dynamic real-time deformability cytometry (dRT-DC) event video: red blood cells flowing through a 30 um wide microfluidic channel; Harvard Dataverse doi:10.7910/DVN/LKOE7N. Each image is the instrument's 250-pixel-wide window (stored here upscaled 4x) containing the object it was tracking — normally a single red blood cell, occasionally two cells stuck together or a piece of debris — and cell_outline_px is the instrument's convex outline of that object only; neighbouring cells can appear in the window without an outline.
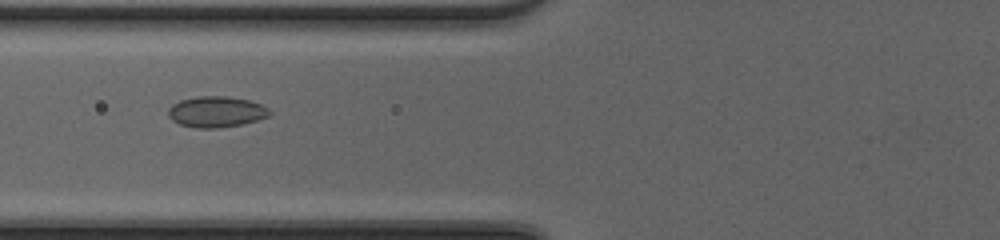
{"species": "common noctule bat (a hibernating species)", "species_latin": "Nyctalus noctula", "temperature_condition": "cold", "stored_images_in_passage": 31, "camera_frame_rate_fps": 3000, "um_per_image_px": 0.085, "animal": {"sex": "female", "body_mass_g": 20.0, "forearm_length_mm": 54.0}, "frame": {"image": 1, "passage_image": 3, "time_ms": 0.667, "image_size_px": [1000, 240], "cell_outline_px": [[272, 112], [268, 116], [256, 120], [240, 124], [220, 128], [196, 128], [180, 124], [172, 120], [168, 116], [168, 108], [172, 104], [180, 100], [196, 96], [224, 96], [248, 100], [260, 104], [268, 108]], "centroid_in_image_um": [18.35, 9.5], "position_along_channel_um": 107.5, "area_um2": 18.21}}
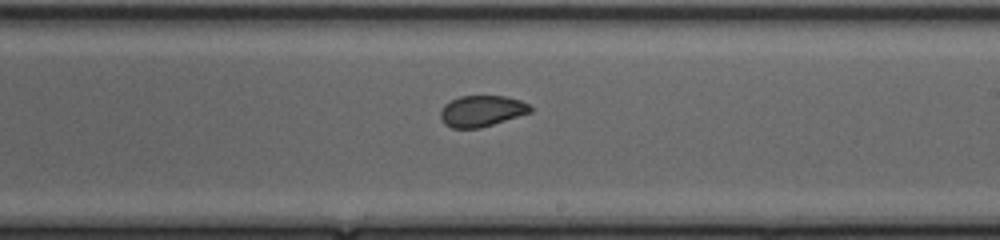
{"frame": {"image": 2, "passage_image": 13, "time_ms": 4.0, "image_size_px": [1000, 240], "cell_outline_px": [[532, 112], [480, 128], [452, 128], [444, 124], [440, 116], [440, 112], [444, 104], [460, 96], [504, 96], [520, 100], [528, 104], [532, 108]], "centroid_in_image_um": [40.93, 9.44], "position_along_channel_um": 248.1, "area_um2": 16.24}}
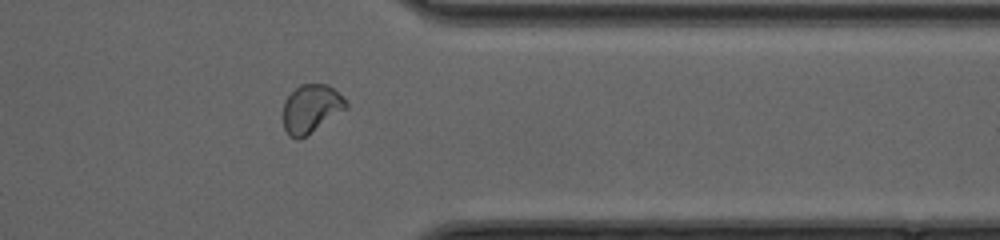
{"frame": {"image": 3, "passage_image": 23, "time_ms": 7.333, "image_size_px": [1000, 240], "cell_outline_px": [[348, 108], [300, 140], [296, 140], [288, 136], [284, 128], [284, 100], [300, 84], [328, 84], [348, 104]], "centroid_in_image_um": [26.42, 9.26], "position_along_channel_um": 385.0, "area_um2": 17.63}, "authors_computed_cell_mechanics": {"area_um2": 17.1666, "velocity_mm_per_s": 4.2072, "shape_relaxation_time_tau1_ms": null, "shape_relaxation_time_tau2_ms": 1.1484, "deformation_change_tau1": null, "deformation_change_tau2": 0.049}}